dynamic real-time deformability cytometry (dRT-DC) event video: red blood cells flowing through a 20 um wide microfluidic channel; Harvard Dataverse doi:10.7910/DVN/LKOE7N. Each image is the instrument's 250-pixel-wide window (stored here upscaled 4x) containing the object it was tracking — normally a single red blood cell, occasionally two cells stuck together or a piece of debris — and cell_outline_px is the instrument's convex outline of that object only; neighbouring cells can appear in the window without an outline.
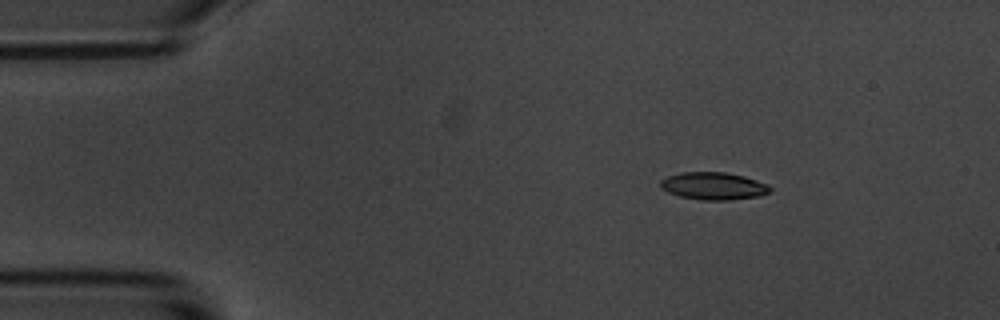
{"species": "common noctule bat (a hibernating species)", "species_latin": "Nyctalus noctula", "temperature_condition": "room temperature", "stored_images_in_passage": 4, "camera_frame_rate_fps": 3000, "um_per_image_px": 0.085, "animal": {"sex": "male", "body_mass_g": 20.1, "forearm_length_mm": 53.5}, "frame": {"image": 1, "passage_image": 2, "time_ms": 1.0, "image_size_px": [1000, 320], "cell_outline_px": [[772, 188], [768, 192], [760, 196], [728, 200], [704, 200], [680, 196], [668, 192], [660, 188], [660, 180], [668, 176], [680, 172], [724, 172], [744, 176], [768, 184]], "centroid_in_image_um": [60.64, 15.8], "position_along_channel_um": 24.4, "area_um2": 17.51}}